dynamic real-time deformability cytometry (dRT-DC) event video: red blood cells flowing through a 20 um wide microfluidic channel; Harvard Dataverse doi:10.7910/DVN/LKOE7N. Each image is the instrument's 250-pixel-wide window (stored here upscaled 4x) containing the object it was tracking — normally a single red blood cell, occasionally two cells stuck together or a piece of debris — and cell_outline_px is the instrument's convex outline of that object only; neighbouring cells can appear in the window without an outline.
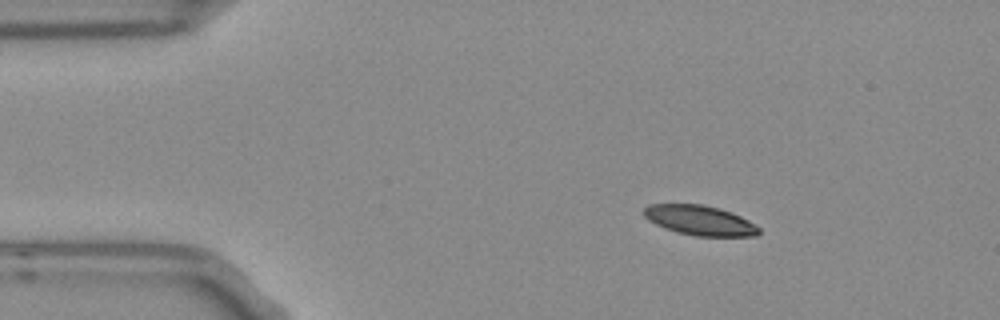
{"species": "Egyptian fruit bat (a non-hibernating species)", "species_latin": "Rousettus aegyptiacus", "temperature_condition": "room temperature", "stored_images_in_passage": 47, "camera_frame_rate_fps": 3000, "um_per_image_px": 0.085, "frame": {"image": 1, "passage_image": 1, "time_ms": 0.0, "image_size_px": [1000, 320], "cell_outline_px": [[760, 232], [756, 236], [696, 236], [676, 232], [664, 228], [648, 220], [644, 216], [644, 208], [648, 204], [704, 204], [720, 208], [732, 212], [748, 220], [760, 228]], "centroid_in_image_um": [59.49, 18.72], "position_along_channel_um": 25.5, "area_um2": 20.11}}
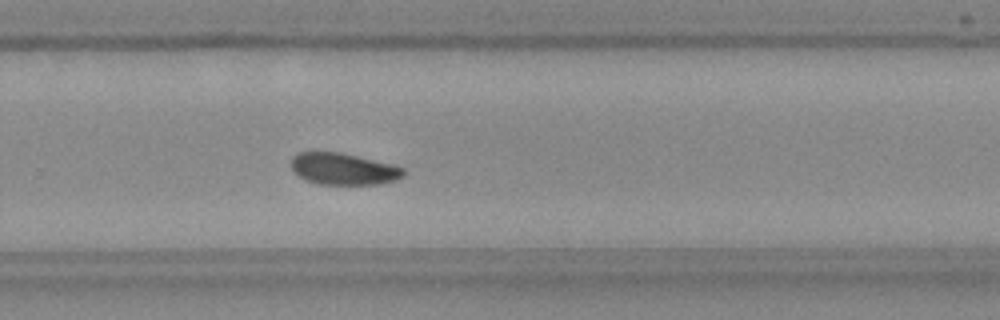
{"frame": {"image": 2, "passage_image": 28, "time_ms": 9.0, "image_size_px": [1000, 320], "cell_outline_px": [[404, 176], [396, 180], [380, 184], [320, 184], [308, 180], [300, 176], [292, 168], [292, 156], [296, 152], [340, 152], [396, 164], [404, 168]], "centroid_in_image_um": [29.25, 14.34], "position_along_channel_um": 300.5, "area_um2": 20.81}}
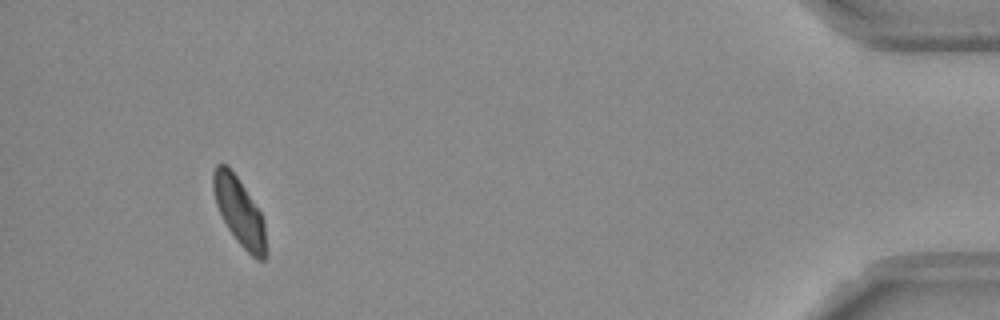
{"frame": {"image": 3, "passage_image": 43, "time_ms": 14.0, "image_size_px": [1000, 320], "cell_outline_px": [[264, 260], [256, 260], [236, 240], [228, 228], [216, 204], [212, 188], [212, 172], [216, 164], [224, 164], [236, 176], [260, 212], [264, 220]], "centroid_in_image_um": [20.3, 17.96], "position_along_channel_um": 414.9, "area_um2": 20.11}, "authors_computed_cell_mechanics": {"area_um2": 21.2704, "velocity_mm_per_s": 3.7283, "shape_relaxation_time_tau1_ms": 3.5912, "shape_relaxation_time_tau2_ms": null, "deformation_change_tau1": 0.1286, "deformation_change_tau2": null}}